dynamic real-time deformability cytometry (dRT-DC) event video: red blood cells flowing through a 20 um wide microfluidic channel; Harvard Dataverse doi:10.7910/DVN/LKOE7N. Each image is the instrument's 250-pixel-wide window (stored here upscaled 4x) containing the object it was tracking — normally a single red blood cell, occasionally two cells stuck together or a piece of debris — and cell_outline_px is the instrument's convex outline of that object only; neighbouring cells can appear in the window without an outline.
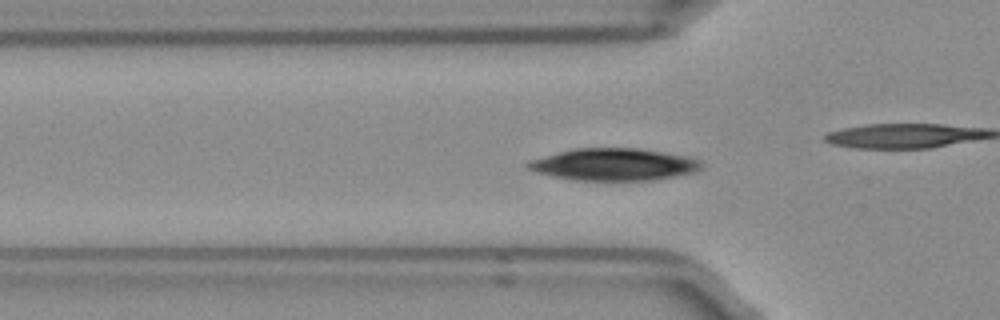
{"species": "Egyptian fruit bat (a non-hibernating species)", "species_latin": "Rousettus aegyptiacus", "temperature_condition": "room temperature", "stored_images_in_passage": 51, "camera_frame_rate_fps": 3000, "um_per_image_px": 0.085, "frame": {"image": 1, "passage_image": 15, "time_ms": 4.667, "image_size_px": [1000, 320], "cell_outline_px": [[704, 164], [696, 172], [652, 180], [572, 180], [552, 176], [536, 172], [528, 168], [524, 164], [532, 160], [572, 148], [640, 148], [688, 156], [700, 160]], "centroid_in_image_um": [52.21, 13.97], "position_along_channel_um": 73.6, "area_um2": 32.48}}